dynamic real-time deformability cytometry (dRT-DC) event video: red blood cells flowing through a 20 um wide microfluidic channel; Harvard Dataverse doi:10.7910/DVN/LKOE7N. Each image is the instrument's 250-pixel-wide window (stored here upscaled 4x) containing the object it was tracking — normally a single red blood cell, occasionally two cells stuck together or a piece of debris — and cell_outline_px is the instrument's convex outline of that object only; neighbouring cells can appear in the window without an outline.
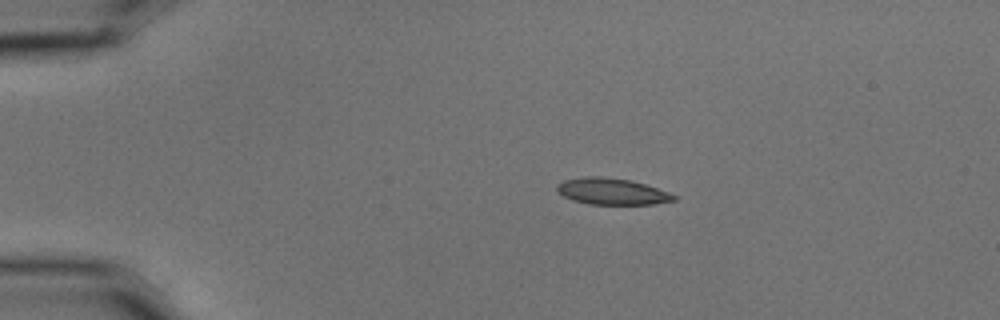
{"species": "common noctule bat (a hibernating species)", "species_latin": "Nyctalus noctula", "temperature_condition": "cold", "stored_images_in_passage": 46, "camera_frame_rate_fps": 3000, "um_per_image_px": 0.085, "animal": {"sex": "male", "body_mass_g": 15.6}, "frame": {"image": 1, "passage_image": 1, "time_ms": 0.0, "image_size_px": [1000, 320], "cell_outline_px": [[676, 200], [652, 204], [588, 204], [572, 200], [564, 196], [556, 188], [556, 184], [564, 180], [584, 176], [600, 176], [632, 180], [668, 192], [676, 196]], "centroid_in_image_um": [51.98, 16.26], "position_along_channel_um": 33.0, "area_um2": 17.92}}
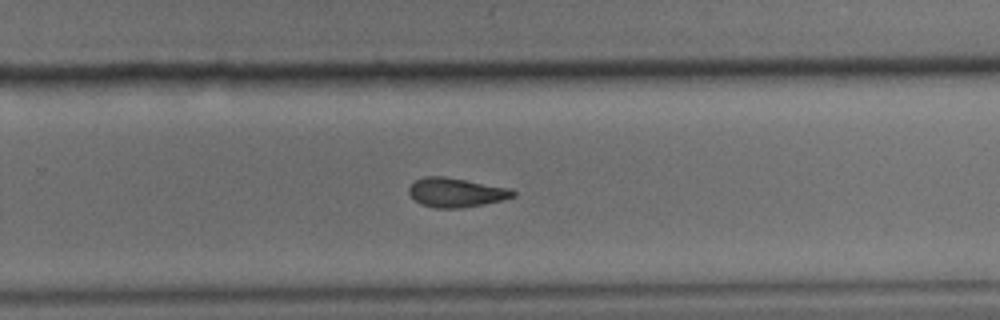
{"frame": {"image": 2, "passage_image": 27, "time_ms": 8.667, "image_size_px": [1000, 320], "cell_outline_px": [[516, 196], [484, 204], [460, 208], [432, 208], [420, 204], [408, 192], [408, 188], [416, 180], [424, 176], [444, 176], [508, 188], [516, 192]], "centroid_in_image_um": [38.73, 16.37], "position_along_channel_um": 291.1, "area_um2": 17.57}}
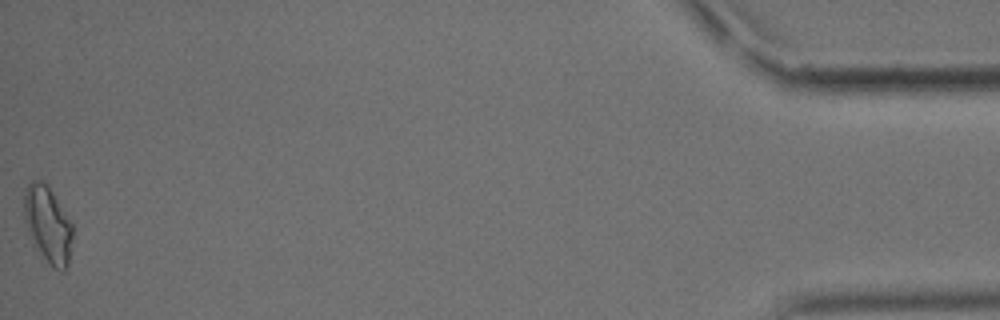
{"frame": {"image": 3, "passage_image": 46, "time_ms": 15.0, "image_size_px": [1000, 320], "cell_outline_px": [[72, 236], [68, 264], [64, 272], [60, 272], [52, 268], [36, 248], [24, 220], [24, 196], [28, 184], [32, 180], [40, 180], [52, 192], [72, 224]], "centroid_in_image_um": [4.07, 19.13], "position_along_channel_um": 431.1, "area_um2": 21.21}, "authors_computed_cell_mechanics": {"area_um2": 18.0047, "velocity_mm_per_s": 3.5866, "shape_relaxation_time_tau1_ms": 6.8881, "shape_relaxation_time_tau2_ms": 5.361, "deformation_change_tau1": 0.1714, "deformation_change_tau2": 0.1034}}